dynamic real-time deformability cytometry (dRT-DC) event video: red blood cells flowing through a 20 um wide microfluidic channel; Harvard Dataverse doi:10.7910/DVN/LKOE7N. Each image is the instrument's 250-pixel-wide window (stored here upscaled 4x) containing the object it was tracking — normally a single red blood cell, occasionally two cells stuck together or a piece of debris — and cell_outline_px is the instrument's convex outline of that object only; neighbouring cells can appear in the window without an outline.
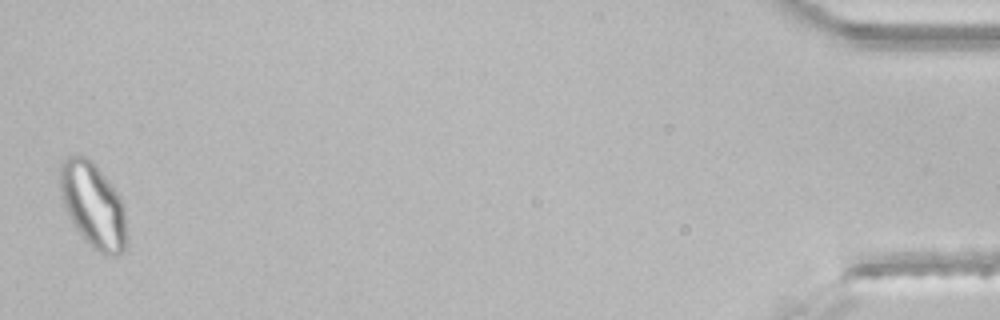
{"species": "common noctule bat (a hibernating species)", "species_latin": "Nyctalus noctula", "temperature_condition": "room temperature", "stored_images_in_passage": 33, "segment_of_instrument_passage": [2, 2], "camera_frame_rate_fps": 3000, "um_per_image_px": 0.085, "animal": {"sex": "male", "body_mass_g": 21.5, "forearm_length_mm": 52.0}, "frame": {"image": 1, "passage_image": 33, "time_ms": 10.667, "image_size_px": [1000, 320], "cell_outline_px": [[128, 244], [124, 252], [116, 256], [104, 256], [92, 248], [84, 240], [76, 228], [64, 208], [60, 196], [60, 164], [68, 156], [84, 156], [92, 160], [120, 196], [124, 212]], "centroid_in_image_um": [7.92, 17.5], "position_along_channel_um": 427.3, "area_um2": 33.35}}